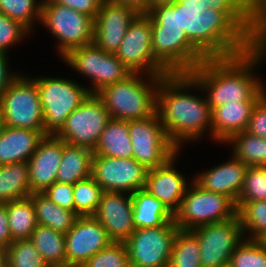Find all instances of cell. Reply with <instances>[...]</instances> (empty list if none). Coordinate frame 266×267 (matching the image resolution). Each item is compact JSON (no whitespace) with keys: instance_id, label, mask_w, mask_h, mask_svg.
Here are the masks:
<instances>
[{"instance_id":"cell-1","label":"cell","mask_w":266,"mask_h":267,"mask_svg":"<svg viewBox=\"0 0 266 267\" xmlns=\"http://www.w3.org/2000/svg\"><path fill=\"white\" fill-rule=\"evenodd\" d=\"M265 53V49L253 46L233 57L206 58L189 74L194 78V87L207 90L212 111L229 102H258L265 88L250 71Z\"/></svg>"},{"instance_id":"cell-2","label":"cell","mask_w":266,"mask_h":267,"mask_svg":"<svg viewBox=\"0 0 266 267\" xmlns=\"http://www.w3.org/2000/svg\"><path fill=\"white\" fill-rule=\"evenodd\" d=\"M189 86H194L189 73L168 74L162 77L156 93V113L166 135L178 149L180 142L196 139L207 126L211 131L212 110L208 101L181 92Z\"/></svg>"},{"instance_id":"cell-3","label":"cell","mask_w":266,"mask_h":267,"mask_svg":"<svg viewBox=\"0 0 266 267\" xmlns=\"http://www.w3.org/2000/svg\"><path fill=\"white\" fill-rule=\"evenodd\" d=\"M177 21L206 58L233 57L253 47L251 38L224 11L186 9L177 2Z\"/></svg>"},{"instance_id":"cell-4","label":"cell","mask_w":266,"mask_h":267,"mask_svg":"<svg viewBox=\"0 0 266 267\" xmlns=\"http://www.w3.org/2000/svg\"><path fill=\"white\" fill-rule=\"evenodd\" d=\"M139 73H131L99 91L101 99L110 117L121 120H140L156 113V93L163 76L150 75L151 83L146 84Z\"/></svg>"},{"instance_id":"cell-5","label":"cell","mask_w":266,"mask_h":267,"mask_svg":"<svg viewBox=\"0 0 266 267\" xmlns=\"http://www.w3.org/2000/svg\"><path fill=\"white\" fill-rule=\"evenodd\" d=\"M46 135H56L66 119L90 94L88 88L60 78H36Z\"/></svg>"},{"instance_id":"cell-6","label":"cell","mask_w":266,"mask_h":267,"mask_svg":"<svg viewBox=\"0 0 266 267\" xmlns=\"http://www.w3.org/2000/svg\"><path fill=\"white\" fill-rule=\"evenodd\" d=\"M193 183V188L186 189L180 209L174 215L175 224L179 229L193 230L237 216L236 203L230 197L203 190L194 181Z\"/></svg>"},{"instance_id":"cell-7","label":"cell","mask_w":266,"mask_h":267,"mask_svg":"<svg viewBox=\"0 0 266 267\" xmlns=\"http://www.w3.org/2000/svg\"><path fill=\"white\" fill-rule=\"evenodd\" d=\"M3 126L40 131L44 136L43 110L34 79L18 76L1 94Z\"/></svg>"},{"instance_id":"cell-8","label":"cell","mask_w":266,"mask_h":267,"mask_svg":"<svg viewBox=\"0 0 266 267\" xmlns=\"http://www.w3.org/2000/svg\"><path fill=\"white\" fill-rule=\"evenodd\" d=\"M41 22L59 39L62 57L71 50L93 43L94 20L52 0L41 2Z\"/></svg>"},{"instance_id":"cell-9","label":"cell","mask_w":266,"mask_h":267,"mask_svg":"<svg viewBox=\"0 0 266 267\" xmlns=\"http://www.w3.org/2000/svg\"><path fill=\"white\" fill-rule=\"evenodd\" d=\"M178 229L175 222L136 229L124 242L130 267H168Z\"/></svg>"},{"instance_id":"cell-10","label":"cell","mask_w":266,"mask_h":267,"mask_svg":"<svg viewBox=\"0 0 266 267\" xmlns=\"http://www.w3.org/2000/svg\"><path fill=\"white\" fill-rule=\"evenodd\" d=\"M151 39V17L147 13H139L130 23L115 55L132 73L142 70L146 74L148 72V76H166L170 73L155 59Z\"/></svg>"},{"instance_id":"cell-11","label":"cell","mask_w":266,"mask_h":267,"mask_svg":"<svg viewBox=\"0 0 266 267\" xmlns=\"http://www.w3.org/2000/svg\"><path fill=\"white\" fill-rule=\"evenodd\" d=\"M128 127L133 158L148 169L165 164L178 153L157 113L145 119L129 120Z\"/></svg>"},{"instance_id":"cell-12","label":"cell","mask_w":266,"mask_h":267,"mask_svg":"<svg viewBox=\"0 0 266 267\" xmlns=\"http://www.w3.org/2000/svg\"><path fill=\"white\" fill-rule=\"evenodd\" d=\"M63 60L92 79L94 88L88 89L90 94H97L132 73L115 54L102 50L94 43L71 50Z\"/></svg>"},{"instance_id":"cell-13","label":"cell","mask_w":266,"mask_h":267,"mask_svg":"<svg viewBox=\"0 0 266 267\" xmlns=\"http://www.w3.org/2000/svg\"><path fill=\"white\" fill-rule=\"evenodd\" d=\"M110 119V114L101 99L96 94H89L70 114L65 125L55 136L67 144L93 151Z\"/></svg>"},{"instance_id":"cell-14","label":"cell","mask_w":266,"mask_h":267,"mask_svg":"<svg viewBox=\"0 0 266 267\" xmlns=\"http://www.w3.org/2000/svg\"><path fill=\"white\" fill-rule=\"evenodd\" d=\"M191 231L199 241L202 267H228L233 251L242 242V234H245L238 215L227 221L206 224Z\"/></svg>"},{"instance_id":"cell-15","label":"cell","mask_w":266,"mask_h":267,"mask_svg":"<svg viewBox=\"0 0 266 267\" xmlns=\"http://www.w3.org/2000/svg\"><path fill=\"white\" fill-rule=\"evenodd\" d=\"M155 59L170 73H190L206 57L188 40L184 31L152 27Z\"/></svg>"},{"instance_id":"cell-16","label":"cell","mask_w":266,"mask_h":267,"mask_svg":"<svg viewBox=\"0 0 266 267\" xmlns=\"http://www.w3.org/2000/svg\"><path fill=\"white\" fill-rule=\"evenodd\" d=\"M148 168L134 158L119 159L106 156H93L91 177L108 192H130L143 189Z\"/></svg>"},{"instance_id":"cell-17","label":"cell","mask_w":266,"mask_h":267,"mask_svg":"<svg viewBox=\"0 0 266 267\" xmlns=\"http://www.w3.org/2000/svg\"><path fill=\"white\" fill-rule=\"evenodd\" d=\"M112 241L93 216L78 217L65 234L66 267H81Z\"/></svg>"},{"instance_id":"cell-18","label":"cell","mask_w":266,"mask_h":267,"mask_svg":"<svg viewBox=\"0 0 266 267\" xmlns=\"http://www.w3.org/2000/svg\"><path fill=\"white\" fill-rule=\"evenodd\" d=\"M139 12L128 5L104 0L94 20L93 43L102 50H118L130 23Z\"/></svg>"},{"instance_id":"cell-19","label":"cell","mask_w":266,"mask_h":267,"mask_svg":"<svg viewBox=\"0 0 266 267\" xmlns=\"http://www.w3.org/2000/svg\"><path fill=\"white\" fill-rule=\"evenodd\" d=\"M104 191L93 217L106 230L112 242H125L136 230L131 194Z\"/></svg>"},{"instance_id":"cell-20","label":"cell","mask_w":266,"mask_h":267,"mask_svg":"<svg viewBox=\"0 0 266 267\" xmlns=\"http://www.w3.org/2000/svg\"><path fill=\"white\" fill-rule=\"evenodd\" d=\"M63 152V140L47 135L39 142L28 161L29 184L32 193H42L56 181Z\"/></svg>"},{"instance_id":"cell-21","label":"cell","mask_w":266,"mask_h":267,"mask_svg":"<svg viewBox=\"0 0 266 267\" xmlns=\"http://www.w3.org/2000/svg\"><path fill=\"white\" fill-rule=\"evenodd\" d=\"M176 156L175 154L161 166L149 169L144 187L160 200L173 216L179 211L187 189L185 178L172 165Z\"/></svg>"},{"instance_id":"cell-22","label":"cell","mask_w":266,"mask_h":267,"mask_svg":"<svg viewBox=\"0 0 266 267\" xmlns=\"http://www.w3.org/2000/svg\"><path fill=\"white\" fill-rule=\"evenodd\" d=\"M232 159L198 175L194 182L203 190L226 195L237 203L248 166L235 157Z\"/></svg>"},{"instance_id":"cell-23","label":"cell","mask_w":266,"mask_h":267,"mask_svg":"<svg viewBox=\"0 0 266 267\" xmlns=\"http://www.w3.org/2000/svg\"><path fill=\"white\" fill-rule=\"evenodd\" d=\"M43 138L40 131L3 126L0 131V165L28 162Z\"/></svg>"},{"instance_id":"cell-24","label":"cell","mask_w":266,"mask_h":267,"mask_svg":"<svg viewBox=\"0 0 266 267\" xmlns=\"http://www.w3.org/2000/svg\"><path fill=\"white\" fill-rule=\"evenodd\" d=\"M257 102H232L212 111L211 133L218 141H227L247 129Z\"/></svg>"},{"instance_id":"cell-25","label":"cell","mask_w":266,"mask_h":267,"mask_svg":"<svg viewBox=\"0 0 266 267\" xmlns=\"http://www.w3.org/2000/svg\"><path fill=\"white\" fill-rule=\"evenodd\" d=\"M93 156L119 159L133 158V146L129 136L127 120L111 118L93 150Z\"/></svg>"},{"instance_id":"cell-26","label":"cell","mask_w":266,"mask_h":267,"mask_svg":"<svg viewBox=\"0 0 266 267\" xmlns=\"http://www.w3.org/2000/svg\"><path fill=\"white\" fill-rule=\"evenodd\" d=\"M186 9L224 11L250 38L254 24V0H177Z\"/></svg>"},{"instance_id":"cell-27","label":"cell","mask_w":266,"mask_h":267,"mask_svg":"<svg viewBox=\"0 0 266 267\" xmlns=\"http://www.w3.org/2000/svg\"><path fill=\"white\" fill-rule=\"evenodd\" d=\"M131 200L136 229L160 227L167 222H175L174 216L162 202L144 188L132 193Z\"/></svg>"},{"instance_id":"cell-28","label":"cell","mask_w":266,"mask_h":267,"mask_svg":"<svg viewBox=\"0 0 266 267\" xmlns=\"http://www.w3.org/2000/svg\"><path fill=\"white\" fill-rule=\"evenodd\" d=\"M91 149L67 144L63 141L62 159L56 174V181L74 185L91 176Z\"/></svg>"},{"instance_id":"cell-29","label":"cell","mask_w":266,"mask_h":267,"mask_svg":"<svg viewBox=\"0 0 266 267\" xmlns=\"http://www.w3.org/2000/svg\"><path fill=\"white\" fill-rule=\"evenodd\" d=\"M31 194L28 162L0 165V203L24 199Z\"/></svg>"},{"instance_id":"cell-30","label":"cell","mask_w":266,"mask_h":267,"mask_svg":"<svg viewBox=\"0 0 266 267\" xmlns=\"http://www.w3.org/2000/svg\"><path fill=\"white\" fill-rule=\"evenodd\" d=\"M29 197L33 202L37 223L54 231L66 234L79 217L74 211L60 207L42 193H32Z\"/></svg>"},{"instance_id":"cell-31","label":"cell","mask_w":266,"mask_h":267,"mask_svg":"<svg viewBox=\"0 0 266 267\" xmlns=\"http://www.w3.org/2000/svg\"><path fill=\"white\" fill-rule=\"evenodd\" d=\"M30 240L49 267H66L65 234L38 224Z\"/></svg>"},{"instance_id":"cell-32","label":"cell","mask_w":266,"mask_h":267,"mask_svg":"<svg viewBox=\"0 0 266 267\" xmlns=\"http://www.w3.org/2000/svg\"><path fill=\"white\" fill-rule=\"evenodd\" d=\"M7 215L12 240L30 239L38 225L32 199L26 197L8 202Z\"/></svg>"},{"instance_id":"cell-33","label":"cell","mask_w":266,"mask_h":267,"mask_svg":"<svg viewBox=\"0 0 266 267\" xmlns=\"http://www.w3.org/2000/svg\"><path fill=\"white\" fill-rule=\"evenodd\" d=\"M226 142H234V157L248 167L266 166V138L244 130L233 135Z\"/></svg>"},{"instance_id":"cell-34","label":"cell","mask_w":266,"mask_h":267,"mask_svg":"<svg viewBox=\"0 0 266 267\" xmlns=\"http://www.w3.org/2000/svg\"><path fill=\"white\" fill-rule=\"evenodd\" d=\"M168 267H202L199 241L191 230L178 229Z\"/></svg>"},{"instance_id":"cell-35","label":"cell","mask_w":266,"mask_h":267,"mask_svg":"<svg viewBox=\"0 0 266 267\" xmlns=\"http://www.w3.org/2000/svg\"><path fill=\"white\" fill-rule=\"evenodd\" d=\"M237 215L243 232L250 230V240L266 241V200L237 201Z\"/></svg>"},{"instance_id":"cell-36","label":"cell","mask_w":266,"mask_h":267,"mask_svg":"<svg viewBox=\"0 0 266 267\" xmlns=\"http://www.w3.org/2000/svg\"><path fill=\"white\" fill-rule=\"evenodd\" d=\"M104 190L90 176L73 185L74 212L79 217L93 216Z\"/></svg>"},{"instance_id":"cell-37","label":"cell","mask_w":266,"mask_h":267,"mask_svg":"<svg viewBox=\"0 0 266 267\" xmlns=\"http://www.w3.org/2000/svg\"><path fill=\"white\" fill-rule=\"evenodd\" d=\"M6 267H49L30 239L13 241L6 249Z\"/></svg>"},{"instance_id":"cell-38","label":"cell","mask_w":266,"mask_h":267,"mask_svg":"<svg viewBox=\"0 0 266 267\" xmlns=\"http://www.w3.org/2000/svg\"><path fill=\"white\" fill-rule=\"evenodd\" d=\"M228 267H266V241H242L233 251Z\"/></svg>"},{"instance_id":"cell-39","label":"cell","mask_w":266,"mask_h":267,"mask_svg":"<svg viewBox=\"0 0 266 267\" xmlns=\"http://www.w3.org/2000/svg\"><path fill=\"white\" fill-rule=\"evenodd\" d=\"M35 3V0H0V12L30 31L33 19L41 20L42 3Z\"/></svg>"},{"instance_id":"cell-40","label":"cell","mask_w":266,"mask_h":267,"mask_svg":"<svg viewBox=\"0 0 266 267\" xmlns=\"http://www.w3.org/2000/svg\"><path fill=\"white\" fill-rule=\"evenodd\" d=\"M266 200V166L247 167L237 201Z\"/></svg>"},{"instance_id":"cell-41","label":"cell","mask_w":266,"mask_h":267,"mask_svg":"<svg viewBox=\"0 0 266 267\" xmlns=\"http://www.w3.org/2000/svg\"><path fill=\"white\" fill-rule=\"evenodd\" d=\"M81 267H130L127 248L123 242H111Z\"/></svg>"},{"instance_id":"cell-42","label":"cell","mask_w":266,"mask_h":267,"mask_svg":"<svg viewBox=\"0 0 266 267\" xmlns=\"http://www.w3.org/2000/svg\"><path fill=\"white\" fill-rule=\"evenodd\" d=\"M147 14L151 17L152 27H163V30L184 31L178 26L177 1L173 4L155 6Z\"/></svg>"},{"instance_id":"cell-43","label":"cell","mask_w":266,"mask_h":267,"mask_svg":"<svg viewBox=\"0 0 266 267\" xmlns=\"http://www.w3.org/2000/svg\"><path fill=\"white\" fill-rule=\"evenodd\" d=\"M29 32L19 22L0 12V54H6L8 47L18 42Z\"/></svg>"},{"instance_id":"cell-44","label":"cell","mask_w":266,"mask_h":267,"mask_svg":"<svg viewBox=\"0 0 266 267\" xmlns=\"http://www.w3.org/2000/svg\"><path fill=\"white\" fill-rule=\"evenodd\" d=\"M251 41L254 47L266 50V0H254V24Z\"/></svg>"},{"instance_id":"cell-45","label":"cell","mask_w":266,"mask_h":267,"mask_svg":"<svg viewBox=\"0 0 266 267\" xmlns=\"http://www.w3.org/2000/svg\"><path fill=\"white\" fill-rule=\"evenodd\" d=\"M48 199L60 207L74 211L73 185L55 181L43 192Z\"/></svg>"},{"instance_id":"cell-46","label":"cell","mask_w":266,"mask_h":267,"mask_svg":"<svg viewBox=\"0 0 266 267\" xmlns=\"http://www.w3.org/2000/svg\"><path fill=\"white\" fill-rule=\"evenodd\" d=\"M246 131L266 138V93L256 103Z\"/></svg>"},{"instance_id":"cell-47","label":"cell","mask_w":266,"mask_h":267,"mask_svg":"<svg viewBox=\"0 0 266 267\" xmlns=\"http://www.w3.org/2000/svg\"><path fill=\"white\" fill-rule=\"evenodd\" d=\"M54 3L68 6L71 9L90 16L95 20L104 0H52Z\"/></svg>"},{"instance_id":"cell-48","label":"cell","mask_w":266,"mask_h":267,"mask_svg":"<svg viewBox=\"0 0 266 267\" xmlns=\"http://www.w3.org/2000/svg\"><path fill=\"white\" fill-rule=\"evenodd\" d=\"M13 242L7 215V203H0V246L7 249Z\"/></svg>"},{"instance_id":"cell-49","label":"cell","mask_w":266,"mask_h":267,"mask_svg":"<svg viewBox=\"0 0 266 267\" xmlns=\"http://www.w3.org/2000/svg\"><path fill=\"white\" fill-rule=\"evenodd\" d=\"M6 54H0V96L3 91L19 76L9 74Z\"/></svg>"},{"instance_id":"cell-50","label":"cell","mask_w":266,"mask_h":267,"mask_svg":"<svg viewBox=\"0 0 266 267\" xmlns=\"http://www.w3.org/2000/svg\"><path fill=\"white\" fill-rule=\"evenodd\" d=\"M110 1L131 6L135 8L139 13H147L150 10L151 0H110Z\"/></svg>"},{"instance_id":"cell-51","label":"cell","mask_w":266,"mask_h":267,"mask_svg":"<svg viewBox=\"0 0 266 267\" xmlns=\"http://www.w3.org/2000/svg\"><path fill=\"white\" fill-rule=\"evenodd\" d=\"M177 0H151L150 1V9L155 7V6H160V5H167V4H173Z\"/></svg>"},{"instance_id":"cell-52","label":"cell","mask_w":266,"mask_h":267,"mask_svg":"<svg viewBox=\"0 0 266 267\" xmlns=\"http://www.w3.org/2000/svg\"><path fill=\"white\" fill-rule=\"evenodd\" d=\"M0 267H6V249L0 246Z\"/></svg>"},{"instance_id":"cell-53","label":"cell","mask_w":266,"mask_h":267,"mask_svg":"<svg viewBox=\"0 0 266 267\" xmlns=\"http://www.w3.org/2000/svg\"><path fill=\"white\" fill-rule=\"evenodd\" d=\"M3 127V119H2V112H1V106H0V131Z\"/></svg>"}]
</instances>
